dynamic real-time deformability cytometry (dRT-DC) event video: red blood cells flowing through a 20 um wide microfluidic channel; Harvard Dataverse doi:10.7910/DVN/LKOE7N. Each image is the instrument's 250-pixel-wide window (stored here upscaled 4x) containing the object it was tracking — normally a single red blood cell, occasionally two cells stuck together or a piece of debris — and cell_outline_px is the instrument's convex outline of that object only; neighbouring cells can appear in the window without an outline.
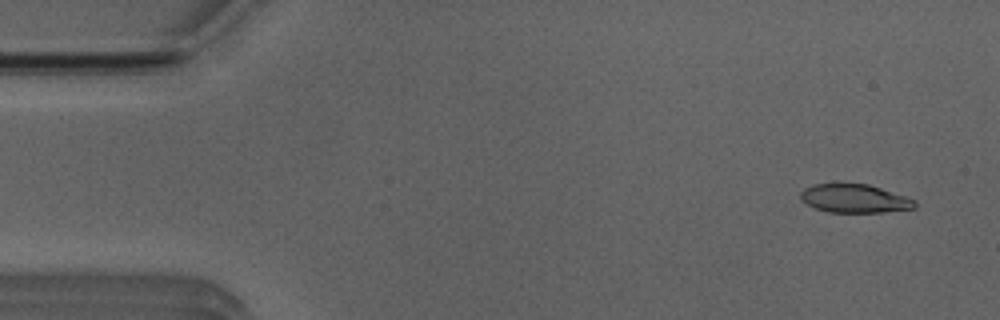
{"species": "Egyptian fruit bat (a non-hibernating species)", "species_latin": "Rousettus aegyptiacus", "temperature_condition": "room temperature", "stored_images_in_passage": 52, "camera_frame_rate_fps": 3000, "um_per_image_px": 0.085, "animal": {"sex": "male"}, "frame": {"image": 1, "passage_image": 3, "time_ms": 0.667, "image_size_px": [1000, 320], "cell_outline_px": [[916, 208], [884, 212], [828, 212], [816, 208], [800, 200], [800, 192], [804, 188], [812, 184], [868, 184], [908, 196], [916, 200]], "centroid_in_image_um": [72.66, 16.87], "position_along_channel_um": 12.3, "area_um2": 19.07}}
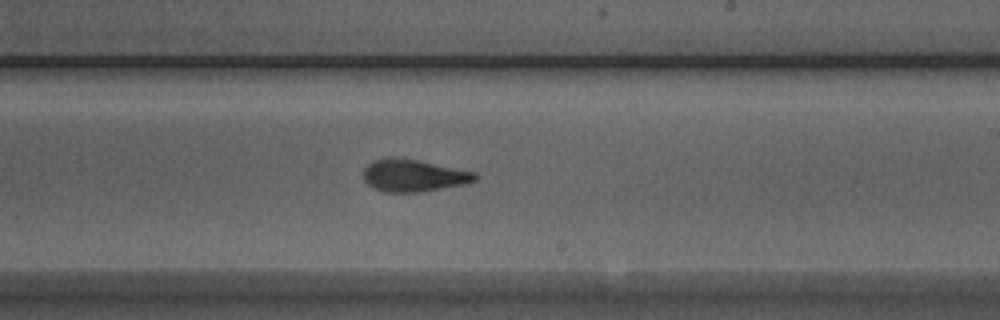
{"frame": {"image": 2, "passage_image": 30, "time_ms": 9.667, "image_size_px": [1000, 320], "cell_outline_px": [[480, 176], [476, 180], [464, 184], [420, 192], [384, 192], [372, 188], [364, 180], [364, 168], [368, 164], [376, 160], [388, 156], [416, 160], [476, 172]], "centroid_in_image_um": [35.15, 14.92], "position_along_channel_um": 253.9, "area_um2": 20.92}}
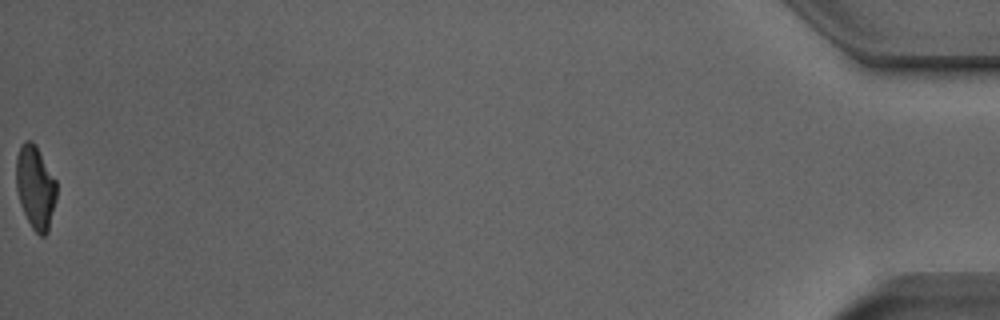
{"frame": {"image": 3, "passage_image": 52, "time_ms": 17.0, "image_size_px": [1000, 320], "cell_outline_px": [[56, 200], [48, 232], [44, 236], [40, 236], [32, 228], [20, 204], [16, 188], [16, 156], [20, 144], [24, 140], [32, 140], [36, 144], [56, 180]], "centroid_in_image_um": [3.0, 15.88], "position_along_channel_um": 432.2, "area_um2": 19.83}, "authors_computed_cell_mechanics": {"area_um2": 20.6346, "velocity_mm_per_s": 3.9147, "shape_relaxation_time_tau1_ms": 5.1902, "shape_relaxation_time_tau2_ms": 1.7045, "deformation_change_tau1": 0.1829, "deformation_change_tau2": 0.087}}